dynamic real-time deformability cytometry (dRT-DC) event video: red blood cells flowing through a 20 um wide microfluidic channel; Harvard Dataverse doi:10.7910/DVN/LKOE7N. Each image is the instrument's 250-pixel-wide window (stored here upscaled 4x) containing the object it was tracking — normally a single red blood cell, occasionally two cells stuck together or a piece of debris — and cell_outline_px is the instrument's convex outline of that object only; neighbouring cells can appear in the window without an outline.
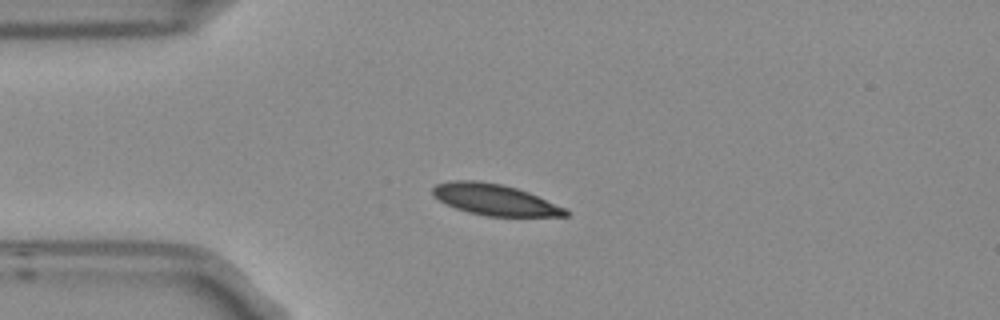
{"species": "Egyptian fruit bat (a non-hibernating species)", "species_latin": "Rousettus aegyptiacus", "temperature_condition": "room temperature", "stored_images_in_passage": 5, "camera_frame_rate_fps": 3000, "um_per_image_px": 0.085, "frame": {"image": 1, "passage_image": 3, "time_ms": 0.667, "image_size_px": [1000, 320], "cell_outline_px": [[568, 216], [488, 216], [468, 212], [444, 204], [432, 196], [432, 188], [436, 184], [452, 180], [476, 180], [500, 184], [516, 188], [528, 192], [564, 208], [568, 212]], "centroid_in_image_um": [41.97, 16.96], "position_along_channel_um": 43.0, "area_um2": 23.93}}